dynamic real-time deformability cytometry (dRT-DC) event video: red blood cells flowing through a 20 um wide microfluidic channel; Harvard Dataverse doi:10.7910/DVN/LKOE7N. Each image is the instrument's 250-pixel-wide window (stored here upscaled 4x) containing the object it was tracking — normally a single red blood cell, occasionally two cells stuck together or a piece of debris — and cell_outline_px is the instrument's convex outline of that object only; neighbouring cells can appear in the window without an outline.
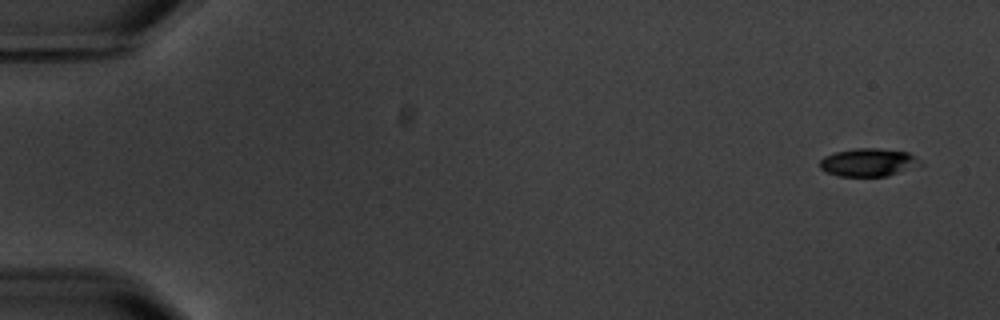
{"species": "common noctule bat (a hibernating species)", "species_latin": "Nyctalus noctula", "temperature_condition": "warm", "stored_images_in_passage": 5, "camera_frame_rate_fps": 3000, "um_per_image_px": 0.085, "animal": {"sex": "male", "body_mass_g": 20.1, "forearm_length_mm": 53.5}, "frame": {"image": 1, "passage_image": 1, "time_ms": 0.0, "image_size_px": [1000, 320], "cell_outline_px": [[924, 164], [888, 176], [840, 176], [824, 172], [820, 168], [820, 160], [824, 156], [836, 152], [856, 148], [876, 148], [908, 152], [924, 160]], "centroid_in_image_um": [73.85, 13.8], "position_along_channel_um": 11.1, "area_um2": 16.59}}
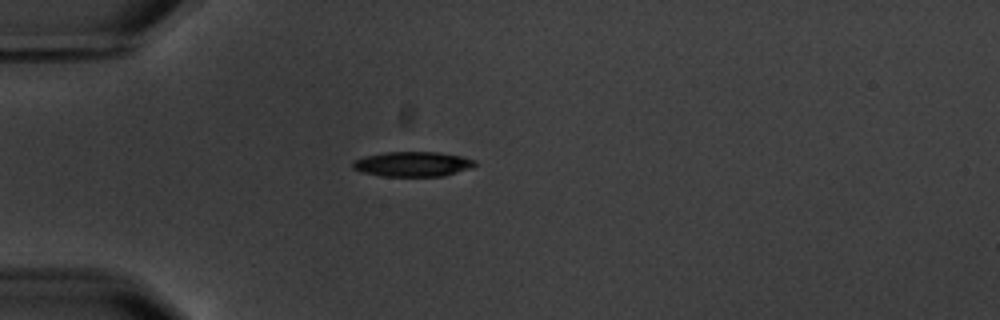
{"frame": {"image": 2, "passage_image": 5, "time_ms": 4.667, "image_size_px": [1000, 320], "cell_outline_px": [[476, 164], [472, 168], [444, 176], [380, 176], [360, 172], [352, 168], [352, 160], [364, 156], [384, 152], [436, 152], [460, 156], [476, 160]], "centroid_in_image_um": [35.04, 13.95], "position_along_channel_um": 50.0, "area_um2": 17.92}}